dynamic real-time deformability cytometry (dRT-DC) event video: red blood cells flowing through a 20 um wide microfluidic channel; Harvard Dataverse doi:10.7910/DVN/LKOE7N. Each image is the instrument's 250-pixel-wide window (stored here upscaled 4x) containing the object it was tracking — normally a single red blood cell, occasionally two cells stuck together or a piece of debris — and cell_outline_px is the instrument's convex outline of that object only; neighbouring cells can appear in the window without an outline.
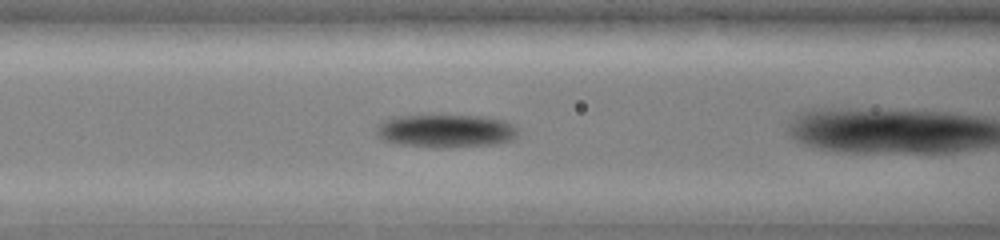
{"species": "common noctule bat (a hibernating species)", "species_latin": "Nyctalus noctula", "temperature_condition": "warm", "stored_images_in_passage": 29, "camera_frame_rate_fps": 3000, "um_per_image_px": 0.085, "animal": {"sex": "female", "body_mass_g": 19.0, "forearm_length_mm": 51.5}, "frame": {"image": 1, "passage_image": 14, "time_ms": 4.333, "image_size_px": [1000, 240], "cell_outline_px": [[516, 136], [512, 140], [492, 144], [452, 148], [432, 148], [396, 144], [384, 140], [376, 136], [376, 128], [380, 120], [392, 116], [480, 116], [508, 120], [516, 128]], "centroid_in_image_um": [37.83, 11.14], "position_along_channel_um": 128.8, "area_um2": 27.74}}
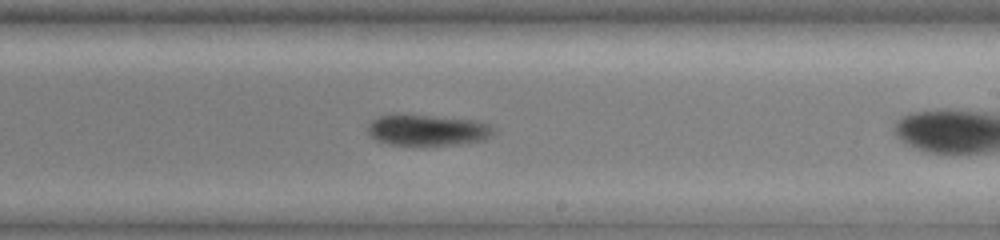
{"frame": {"image": 2, "passage_image": 24, "time_ms": 7.667, "image_size_px": [1000, 240], "cell_outline_px": [[496, 132], [492, 136], [484, 140], [460, 144], [388, 144], [376, 140], [368, 136], [368, 124], [372, 120], [380, 116], [392, 112], [396, 112], [480, 120], [492, 124], [496, 128]], "centroid_in_image_um": [36.37, 11.01], "position_along_channel_um": 252.6, "area_um2": 23.58}}
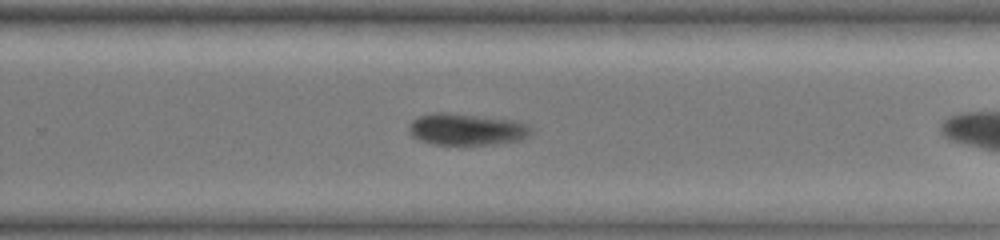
{"frame": {"image": 3, "passage_image": 27, "time_ms": 8.667, "image_size_px": [1000, 240], "cell_outline_px": [[532, 132], [528, 136], [520, 140], [496, 144], [432, 144], [420, 140], [412, 136], [408, 132], [408, 124], [412, 120], [420, 116], [436, 112], [448, 112], [516, 120], [528, 124], [532, 128]], "centroid_in_image_um": [39.67, 10.98], "position_along_channel_um": 290.1, "area_um2": 22.77}}